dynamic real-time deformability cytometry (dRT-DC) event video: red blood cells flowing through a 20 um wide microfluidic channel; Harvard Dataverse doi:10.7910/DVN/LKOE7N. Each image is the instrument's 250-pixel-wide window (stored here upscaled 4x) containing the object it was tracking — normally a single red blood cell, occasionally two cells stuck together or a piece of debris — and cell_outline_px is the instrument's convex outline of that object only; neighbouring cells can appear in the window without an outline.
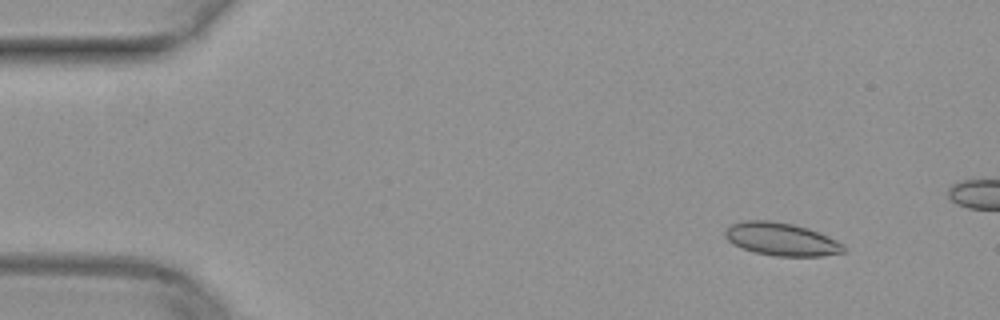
{"species": "common noctule bat (a hibernating species)", "species_latin": "Nyctalus noctula", "temperature_condition": "warm", "stored_images_in_passage": 15, "camera_frame_rate_fps": 3000, "um_per_image_px": 0.085, "animal": {"sex": "female", "body_mass_g": 29.2, "forearm_length_mm": 56.3}, "frame": {"image": 1, "passage_image": 5, "time_ms": 1.333, "image_size_px": [1000, 320], "cell_outline_px": [[844, 252], [820, 256], [776, 256], [752, 252], [740, 248], [732, 244], [724, 236], [724, 228], [732, 224], [744, 220], [772, 220], [792, 224], [808, 228], [828, 236], [844, 244]], "centroid_in_image_um": [66.36, 20.33], "position_along_channel_um": 18.6, "area_um2": 22.95}}